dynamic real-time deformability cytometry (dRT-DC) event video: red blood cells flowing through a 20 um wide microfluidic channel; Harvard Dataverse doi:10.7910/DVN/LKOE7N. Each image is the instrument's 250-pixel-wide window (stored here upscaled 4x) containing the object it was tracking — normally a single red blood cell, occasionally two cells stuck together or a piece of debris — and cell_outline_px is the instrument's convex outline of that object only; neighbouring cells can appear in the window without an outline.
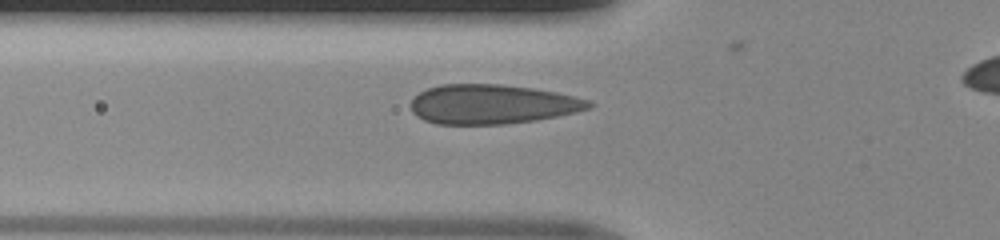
{"species": "human", "species_latin": "Homo sapiens", "temperature_condition": "room temperature", "stored_images_in_passage": 31, "camera_frame_rate_fps": 3000, "um_per_image_px": 0.085, "donor": {"sex": "male"}, "frame": {"image": 1, "passage_image": 2, "time_ms": 0.333, "image_size_px": [1000, 240], "cell_outline_px": [[592, 104], [588, 108], [556, 116], [536, 120], [504, 124], [436, 124], [424, 120], [416, 116], [412, 112], [412, 100], [420, 92], [428, 88], [440, 84], [500, 84], [532, 88], [556, 92], [588, 100]], "centroid_in_image_um": [41.77, 8.86], "position_along_channel_um": 84.0, "area_um2": 40.58}}
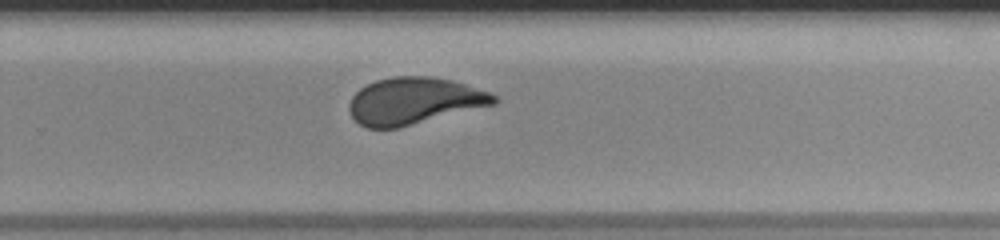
{"frame": {"image": 2, "passage_image": 17, "time_ms": 5.333, "image_size_px": [1000, 240], "cell_outline_px": [[496, 104], [396, 128], [368, 128], [360, 124], [352, 116], [348, 108], [348, 104], [352, 96], [360, 88], [376, 80], [392, 76], [428, 76], [452, 80], [488, 92], [496, 96]], "centroid_in_image_um": [35.17, 8.57], "position_along_channel_um": 294.6, "area_um2": 39.13}}
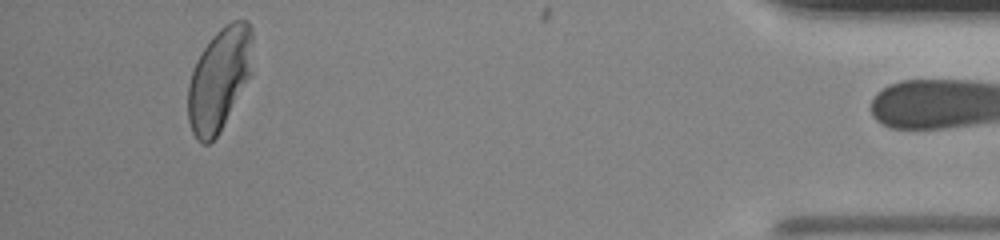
{"frame": {"image": 3, "passage_image": 30, "time_ms": 9.667, "image_size_px": [1000, 240], "cell_outline_px": [[252, 72], [216, 136], [208, 144], [204, 144], [196, 140], [192, 132], [188, 120], [188, 84], [192, 72], [204, 48], [212, 36], [224, 24], [232, 20], [248, 20], [252, 28]], "centroid_in_image_um": [18.64, 6.69], "position_along_channel_um": 416.6, "area_um2": 38.32}}